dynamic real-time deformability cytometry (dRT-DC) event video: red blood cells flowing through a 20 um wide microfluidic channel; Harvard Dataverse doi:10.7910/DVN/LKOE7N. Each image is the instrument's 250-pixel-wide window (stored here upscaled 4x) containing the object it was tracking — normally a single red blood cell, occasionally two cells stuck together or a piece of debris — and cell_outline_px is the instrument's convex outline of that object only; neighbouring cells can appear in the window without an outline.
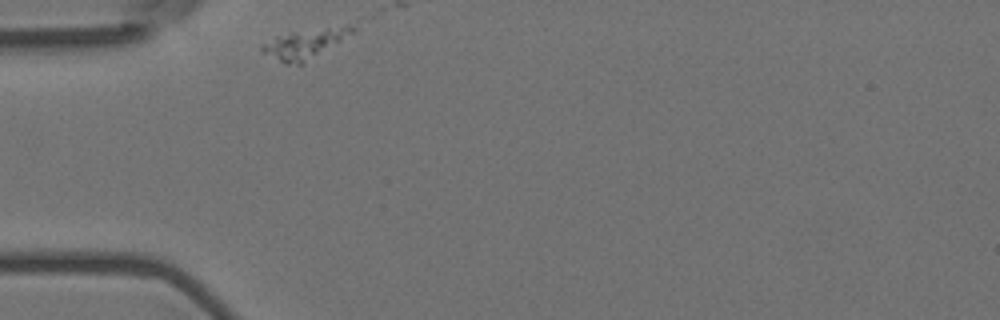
{"species": "Egyptian fruit bat (a non-hibernating species)", "species_latin": "Rousettus aegyptiacus", "temperature_condition": "room temperature", "stored_images_in_passage": 6, "camera_frame_rate_fps": 3000, "um_per_image_px": 0.085, "animal": {"sex": "female"}, "frame": {"image": 1, "passage_image": 1, "time_ms": 0.0, "image_size_px": [1000, 320], "cell_outline_px": [[360, 28], [356, 32], [300, 64], [284, 64], [260, 52], [260, 48], [264, 44], [276, 36], [292, 32], [348, 24]], "centroid_in_image_um": [25.95, 3.69], "position_along_channel_um": 59.0, "area_um2": 15.43}}